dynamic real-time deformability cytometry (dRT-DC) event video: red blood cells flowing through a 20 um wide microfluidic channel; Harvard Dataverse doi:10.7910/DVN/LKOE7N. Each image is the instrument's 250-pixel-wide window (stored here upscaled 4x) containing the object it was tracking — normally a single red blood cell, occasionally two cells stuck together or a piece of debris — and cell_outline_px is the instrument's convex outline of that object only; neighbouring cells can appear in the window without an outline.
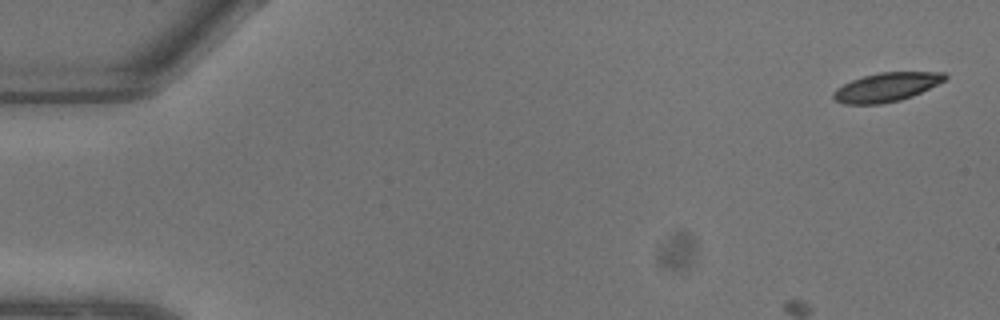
{"species": "common noctule bat (a hibernating species)", "species_latin": "Nyctalus noctula", "temperature_condition": "warm", "stored_images_in_passage": 11, "camera_frame_rate_fps": 3000, "um_per_image_px": 0.085, "animal": {"sex": "male", "body_mass_g": 13.3}, "frame": {"image": 1, "passage_image": 1, "time_ms": 0.0, "image_size_px": [1000, 320], "cell_outline_px": [[948, 76], [944, 80], [912, 96], [900, 100], [880, 104], [844, 104], [836, 100], [832, 96], [832, 92], [836, 88], [852, 80], [864, 76], [880, 72], [944, 72]], "centroid_in_image_um": [75.31, 7.41], "position_along_channel_um": 9.7, "area_um2": 18.55}}